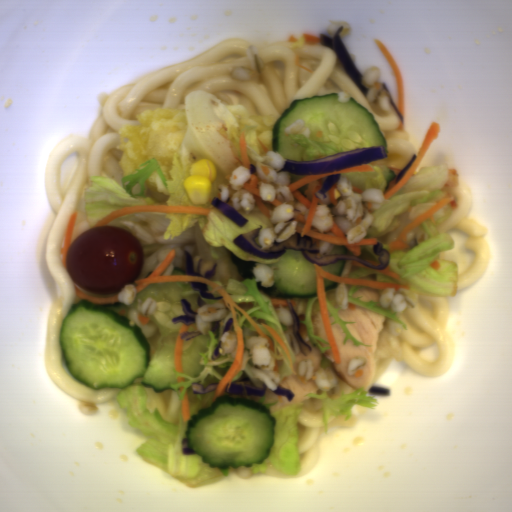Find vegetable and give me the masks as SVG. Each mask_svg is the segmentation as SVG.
Here are the masks:
<instances>
[{
    "label": "vegetable",
    "instance_id": "add77e79",
    "mask_svg": "<svg viewBox=\"0 0 512 512\" xmlns=\"http://www.w3.org/2000/svg\"><path fill=\"white\" fill-rule=\"evenodd\" d=\"M280 115L251 114L247 106L228 104L207 89L184 95L182 108L151 109L136 113L138 125L118 130V162L123 188L118 181L91 176L84 199L88 225L98 222L122 206H196L210 209L208 215L158 211L170 221L163 239L185 232L198 222L207 250L220 259L218 246L224 245L236 257L262 264H277L278 258H263L233 242L242 234L259 245L262 229L275 227L255 202L252 212L236 210L248 221L237 225L211 202L222 200L220 184H229L233 171L243 166L239 140L244 132L249 164L273 150L274 126ZM235 156V157H234ZM210 158L217 170L207 204L193 205L185 188L190 166ZM260 246V245H259Z\"/></svg>",
    "mask_w": 512,
    "mask_h": 512
},
{
    "label": "vegetable",
    "instance_id": "ea0f7189",
    "mask_svg": "<svg viewBox=\"0 0 512 512\" xmlns=\"http://www.w3.org/2000/svg\"><path fill=\"white\" fill-rule=\"evenodd\" d=\"M117 402L123 408L131 429L151 438L145 440L136 453L148 464L162 470L188 488H201L221 483L224 475L218 467H210L199 453L185 455L182 439L186 437L188 420L184 422L183 408L178 423L165 420L157 406L150 411L148 395L141 377L133 384L119 388Z\"/></svg>",
    "mask_w": 512,
    "mask_h": 512
},
{
    "label": "vegetable",
    "instance_id": "f7b5029e",
    "mask_svg": "<svg viewBox=\"0 0 512 512\" xmlns=\"http://www.w3.org/2000/svg\"><path fill=\"white\" fill-rule=\"evenodd\" d=\"M452 211L454 208L449 203L433 215L436 225L430 219L422 223V228L430 236L423 242L414 247L390 252L387 271L396 273L399 280L376 270L353 265L346 278L407 285L409 289H402L412 298L456 295L459 288V263L441 255L454 249L455 240L449 232L438 231L439 225L450 217ZM436 260L441 265L438 271L430 266Z\"/></svg>",
    "mask_w": 512,
    "mask_h": 512
},
{
    "label": "vegetable",
    "instance_id": "96ceb2fe",
    "mask_svg": "<svg viewBox=\"0 0 512 512\" xmlns=\"http://www.w3.org/2000/svg\"><path fill=\"white\" fill-rule=\"evenodd\" d=\"M448 176V163L425 165L416 175L388 199L384 197L381 206L372 211L373 220L365 238H381L396 231L402 223L399 215L413 206L436 200L442 193Z\"/></svg>",
    "mask_w": 512,
    "mask_h": 512
},
{
    "label": "vegetable",
    "instance_id": "f1789d4c",
    "mask_svg": "<svg viewBox=\"0 0 512 512\" xmlns=\"http://www.w3.org/2000/svg\"><path fill=\"white\" fill-rule=\"evenodd\" d=\"M211 282L219 285L222 289H224L235 303L252 304L253 307L251 309L243 310L273 341L274 351L270 349V354L275 358V360H282L277 371L280 374L279 383L283 381L286 376L294 373L297 356L293 352L288 337L285 333L288 330V326L282 322L271 298L263 290L258 289L257 283L259 282L252 278H245L242 281L227 278V285H225L221 280H211ZM262 322L272 328L284 341L293 364L294 372H292L290 368L289 360L284 349L266 329Z\"/></svg>",
    "mask_w": 512,
    "mask_h": 512
},
{
    "label": "vegetable",
    "instance_id": "8f37a823",
    "mask_svg": "<svg viewBox=\"0 0 512 512\" xmlns=\"http://www.w3.org/2000/svg\"><path fill=\"white\" fill-rule=\"evenodd\" d=\"M304 401L270 410L276 422L273 445L261 464L250 466L252 473L298 474L301 455L298 439V419Z\"/></svg>",
    "mask_w": 512,
    "mask_h": 512
},
{
    "label": "vegetable",
    "instance_id": "6e5ebb59",
    "mask_svg": "<svg viewBox=\"0 0 512 512\" xmlns=\"http://www.w3.org/2000/svg\"><path fill=\"white\" fill-rule=\"evenodd\" d=\"M219 344L215 333L210 329L208 331V342L205 353H200L199 364L204 366L202 373L198 377H192L184 372H177L175 364L171 367L175 377L187 378L189 382L170 383L169 387L178 395L180 402L183 401L186 393L191 388L194 389V383L199 384L203 388L214 383H219L226 372L231 367L235 356L223 354L217 359H213V355Z\"/></svg>",
    "mask_w": 512,
    "mask_h": 512
},
{
    "label": "vegetable",
    "instance_id": "b0100df1",
    "mask_svg": "<svg viewBox=\"0 0 512 512\" xmlns=\"http://www.w3.org/2000/svg\"><path fill=\"white\" fill-rule=\"evenodd\" d=\"M303 398L314 399L319 401L320 413L323 428L328 435L329 419L333 415L334 418L345 417L347 422L353 416L354 406H363L367 409H376L379 405L377 398L367 396L363 387L347 393L345 390L338 398H330L327 391L321 393H308Z\"/></svg>",
    "mask_w": 512,
    "mask_h": 512
},
{
    "label": "vegetable",
    "instance_id": "8f987158",
    "mask_svg": "<svg viewBox=\"0 0 512 512\" xmlns=\"http://www.w3.org/2000/svg\"><path fill=\"white\" fill-rule=\"evenodd\" d=\"M372 166V165H371ZM375 171L344 172L351 183L352 191L363 194L368 188H379L383 194L388 189V181L380 166H372Z\"/></svg>",
    "mask_w": 512,
    "mask_h": 512
},
{
    "label": "vegetable",
    "instance_id": "a930682d",
    "mask_svg": "<svg viewBox=\"0 0 512 512\" xmlns=\"http://www.w3.org/2000/svg\"><path fill=\"white\" fill-rule=\"evenodd\" d=\"M317 299H318V295L314 298H307L306 310H305V314H304V321L299 322V323H302L305 326L312 343L314 344V346L317 348V350L321 354L320 368L333 369L332 363L325 355L326 352L331 349V346L322 347V345H321V343H327V344H330V343L327 342L326 340H324L323 338L317 337L313 331V326H312L313 307H314Z\"/></svg>",
    "mask_w": 512,
    "mask_h": 512
},
{
    "label": "vegetable",
    "instance_id": "fd8b72d7",
    "mask_svg": "<svg viewBox=\"0 0 512 512\" xmlns=\"http://www.w3.org/2000/svg\"><path fill=\"white\" fill-rule=\"evenodd\" d=\"M363 286H355V285H348L347 284V297L348 302H351L353 304H356L358 306H361L363 308H366L368 310H371L373 312L385 315L387 317L392 318L395 320L398 324H400L403 329L406 331L407 326L406 323L399 317L398 312H393L391 306L389 308H384L381 303H376L373 301H361L362 297L361 295L358 297H353Z\"/></svg>",
    "mask_w": 512,
    "mask_h": 512
},
{
    "label": "vegetable",
    "instance_id": "fe728636",
    "mask_svg": "<svg viewBox=\"0 0 512 512\" xmlns=\"http://www.w3.org/2000/svg\"><path fill=\"white\" fill-rule=\"evenodd\" d=\"M326 306H327L329 317H333V319H334V321L330 324V326L333 325V324L338 323V325L341 327V329L343 330V332L345 334V338H344V341H343L344 345L350 340L358 348L360 347V345L372 346V345L366 344L364 342H361L360 340H358L357 338H355L353 336V334L351 333L347 323L356 322V321L343 320L338 315L342 308H340L338 306L336 301H331L326 296Z\"/></svg>",
    "mask_w": 512,
    "mask_h": 512
},
{
    "label": "vegetable",
    "instance_id": "85849ced",
    "mask_svg": "<svg viewBox=\"0 0 512 512\" xmlns=\"http://www.w3.org/2000/svg\"><path fill=\"white\" fill-rule=\"evenodd\" d=\"M234 310H235L236 321L243 332V340H244V346H245L247 339H249L251 337H257L260 335L258 334V332L254 328L253 324L250 322V320L247 318V316L244 313H242L235 306H234Z\"/></svg>",
    "mask_w": 512,
    "mask_h": 512
},
{
    "label": "vegetable",
    "instance_id": "7287f226",
    "mask_svg": "<svg viewBox=\"0 0 512 512\" xmlns=\"http://www.w3.org/2000/svg\"><path fill=\"white\" fill-rule=\"evenodd\" d=\"M224 203H226L227 205H229L230 207H232V208L234 209V206H233V204H232L231 200H229V199H228V200H227V201H225Z\"/></svg>",
    "mask_w": 512,
    "mask_h": 512
}]
</instances>
